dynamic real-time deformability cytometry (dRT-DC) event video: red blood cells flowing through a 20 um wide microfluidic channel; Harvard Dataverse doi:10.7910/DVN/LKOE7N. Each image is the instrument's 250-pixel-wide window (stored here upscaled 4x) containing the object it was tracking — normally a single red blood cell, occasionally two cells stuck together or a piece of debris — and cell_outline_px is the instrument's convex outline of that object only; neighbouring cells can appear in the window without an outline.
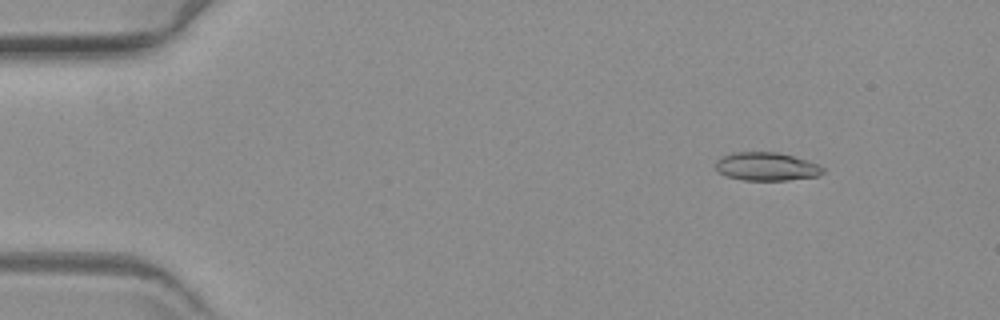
{"species": "common noctule bat (a hibernating species)", "species_latin": "Nyctalus noctula", "temperature_condition": "warm", "stored_images_in_passage": 17, "camera_frame_rate_fps": 3000, "um_per_image_px": 0.085, "animal": {"sex": "female", "body_mass_g": 19.3, "forearm_length_mm": 54.1}, "frame": {"image": 1, "passage_image": 7, "time_ms": 2.0, "image_size_px": [1000, 320], "cell_outline_px": [[824, 172], [816, 176], [788, 180], [744, 180], [728, 176], [720, 172], [716, 168], [716, 160], [732, 152], [780, 152], [808, 160], [824, 168]], "centroid_in_image_um": [65.17, 14.14], "position_along_channel_um": 19.8, "area_um2": 17.57}}